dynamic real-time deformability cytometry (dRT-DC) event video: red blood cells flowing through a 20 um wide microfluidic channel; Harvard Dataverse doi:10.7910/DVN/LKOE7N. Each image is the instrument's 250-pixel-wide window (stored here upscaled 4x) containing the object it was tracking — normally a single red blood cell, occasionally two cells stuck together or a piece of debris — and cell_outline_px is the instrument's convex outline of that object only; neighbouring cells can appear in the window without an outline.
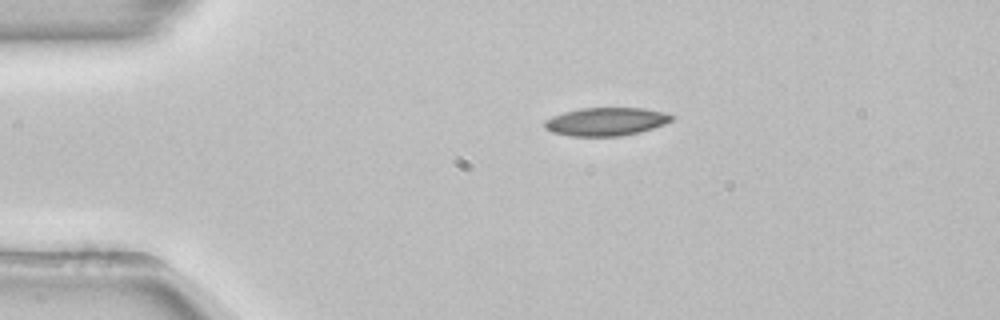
{"species": "common noctule bat (a hibernating species)", "species_latin": "Nyctalus noctula", "temperature_condition": "room temperature", "stored_images_in_passage": 43, "camera_frame_rate_fps": 3000, "um_per_image_px": 0.085, "animal": {"sex": "female", "body_mass_g": 22.7, "forearm_length_mm": 54.2}, "frame": {"image": 1, "passage_image": 1, "time_ms": 0.0, "image_size_px": [1000, 320], "cell_outline_px": [[672, 120], [664, 124], [640, 132], [620, 136], [572, 136], [552, 132], [544, 128], [544, 120], [552, 116], [564, 112], [580, 108], [644, 108], [664, 112], [672, 116]], "centroid_in_image_um": [51.48, 10.33], "position_along_channel_um": 33.5, "area_um2": 20.81}}
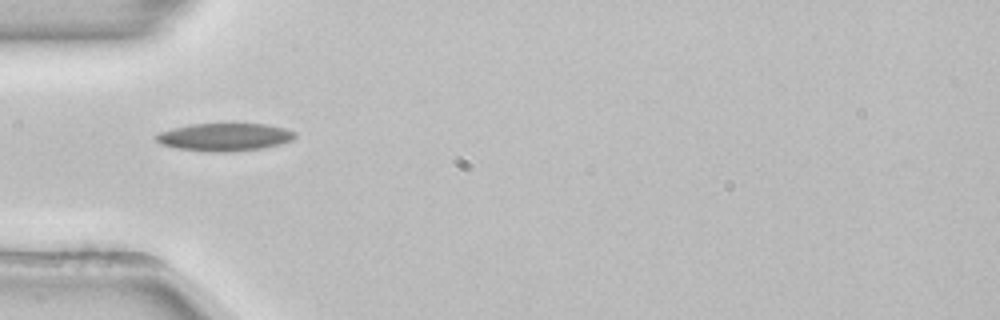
{"frame": {"image": 2, "passage_image": 7, "time_ms": 2.0, "image_size_px": [1000, 320], "cell_outline_px": [[296, 136], [292, 140], [280, 144], [264, 148], [232, 152], [208, 152], [176, 148], [160, 144], [152, 136], [160, 132], [172, 128], [188, 124], [268, 124], [284, 128], [296, 132]], "centroid_in_image_um": [19.07, 11.65], "position_along_channel_um": 65.9, "area_um2": 22.77}}
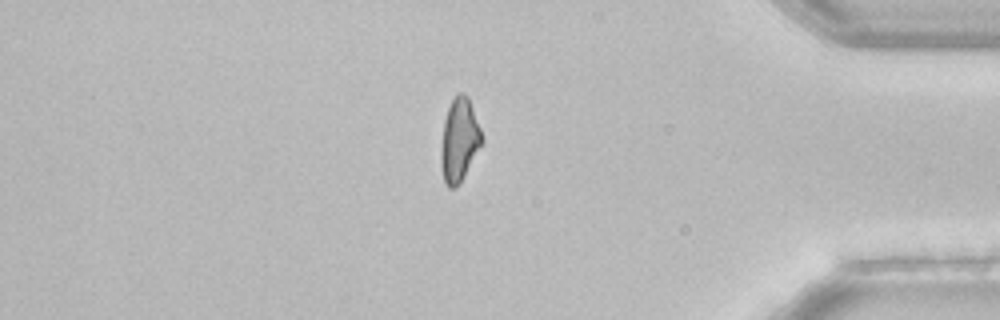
{"frame": {"image": 3, "passage_image": 35, "time_ms": 11.333, "image_size_px": [1000, 320], "cell_outline_px": [[484, 140], [464, 176], [456, 188], [448, 188], [444, 180], [440, 164], [440, 156], [444, 120], [448, 108], [456, 92], [464, 92], [468, 96], [484, 136]], "centroid_in_image_um": [39.05, 11.88], "position_along_channel_um": 396.2, "area_um2": 20.0}, "authors_computed_cell_mechanics": {"area_um2": 20.6924, "velocity_mm_per_s": 3.8867, "shape_relaxation_time_tau1_ms": 6.4948, "shape_relaxation_time_tau2_ms": null, "deformation_change_tau1": 0.1536, "deformation_change_tau2": null}}